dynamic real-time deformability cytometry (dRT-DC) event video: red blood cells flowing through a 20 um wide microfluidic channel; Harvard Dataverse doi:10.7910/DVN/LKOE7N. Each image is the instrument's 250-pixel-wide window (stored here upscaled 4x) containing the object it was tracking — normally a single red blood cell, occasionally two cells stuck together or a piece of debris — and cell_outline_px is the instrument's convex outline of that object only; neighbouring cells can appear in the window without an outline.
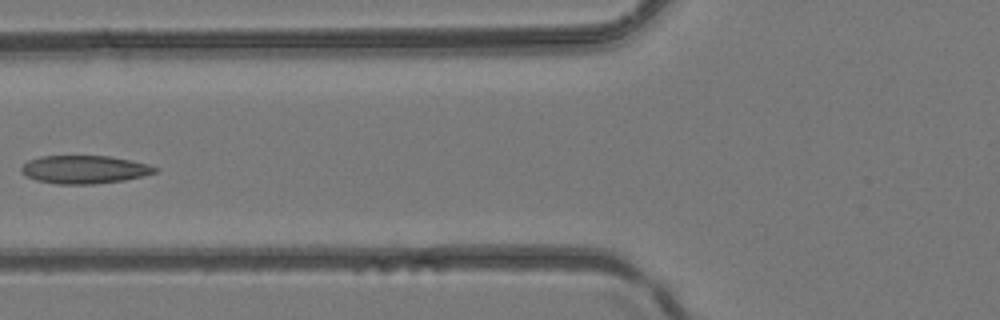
{"species": "common noctule bat (a hibernating species)", "species_latin": "Nyctalus noctula", "temperature_condition": "room temperature", "stored_images_in_passage": 6, "camera_frame_rate_fps": 3000, "um_per_image_px": 0.085, "animal": {"sex": "female", "body_mass_g": 24.6, "forearm_length_mm": 56.2}, "frame": {"image": 1, "passage_image": 6, "time_ms": 1.667, "image_size_px": [1000, 320], "cell_outline_px": [[160, 168], [156, 172], [124, 180], [92, 184], [56, 184], [36, 180], [20, 172], [20, 168], [28, 160], [40, 156], [108, 156], [132, 160], [148, 164]], "centroid_in_image_um": [7.16, 14.4], "position_along_channel_um": 118.6, "area_um2": 21.85}}